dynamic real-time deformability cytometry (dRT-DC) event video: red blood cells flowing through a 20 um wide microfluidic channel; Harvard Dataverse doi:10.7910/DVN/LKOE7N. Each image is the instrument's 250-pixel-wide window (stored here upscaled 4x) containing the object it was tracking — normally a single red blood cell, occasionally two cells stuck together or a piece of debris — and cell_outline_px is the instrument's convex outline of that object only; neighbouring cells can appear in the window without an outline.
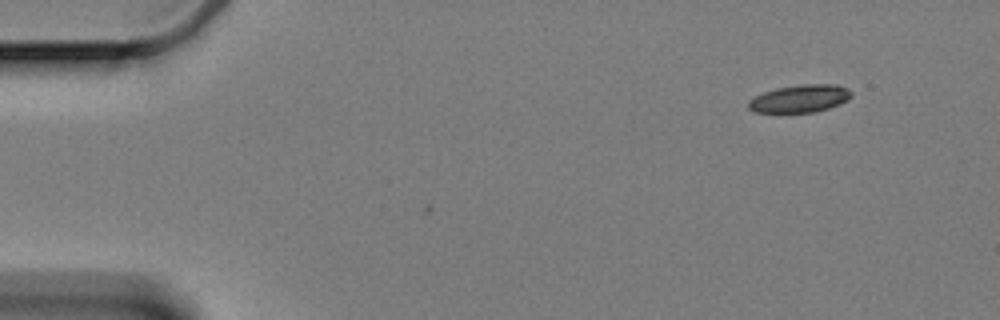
{"species": "Egyptian fruit bat (a non-hibernating species)", "species_latin": "Rousettus aegyptiacus", "temperature_condition": "cold", "stored_images_in_passage": 4, "camera_frame_rate_fps": 3000, "um_per_image_px": 0.085, "animal": {"sex": "female"}, "frame": {"image": 1, "passage_image": 1, "time_ms": 0.0, "image_size_px": [1000, 320], "cell_outline_px": [[852, 96], [848, 100], [840, 104], [828, 108], [812, 112], [756, 112], [748, 108], [748, 100], [764, 92], [776, 88], [804, 84], [836, 84], [852, 92]], "centroid_in_image_um": [68.0, 8.38], "position_along_channel_um": 17.0, "area_um2": 16.42}}